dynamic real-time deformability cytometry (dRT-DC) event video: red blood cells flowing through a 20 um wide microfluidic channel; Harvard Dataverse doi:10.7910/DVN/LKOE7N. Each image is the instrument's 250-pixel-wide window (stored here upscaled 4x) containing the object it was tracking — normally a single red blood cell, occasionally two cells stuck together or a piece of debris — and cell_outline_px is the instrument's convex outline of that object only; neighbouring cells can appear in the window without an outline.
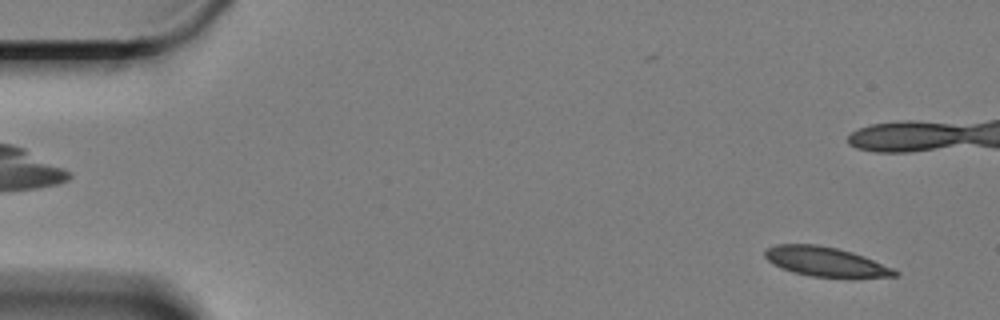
{"species": "Egyptian fruit bat (a non-hibernating species)", "species_latin": "Rousettus aegyptiacus", "temperature_condition": "cold", "stored_images_in_passage": 61, "camera_frame_rate_fps": 3000, "um_per_image_px": 0.085, "animal": {"sex": "female"}, "frame": {"image": 1, "passage_image": 4, "time_ms": 1.0, "image_size_px": [1000, 320], "cell_outline_px": [[900, 272], [896, 276], [856, 280], [812, 276], [792, 272], [780, 268], [772, 264], [764, 256], [764, 252], [768, 248], [776, 244], [816, 244], [836, 248], [852, 252], [864, 256], [892, 268]], "centroid_in_image_um": [70.23, 22.29], "position_along_channel_um": 14.8, "area_um2": 23.0}}
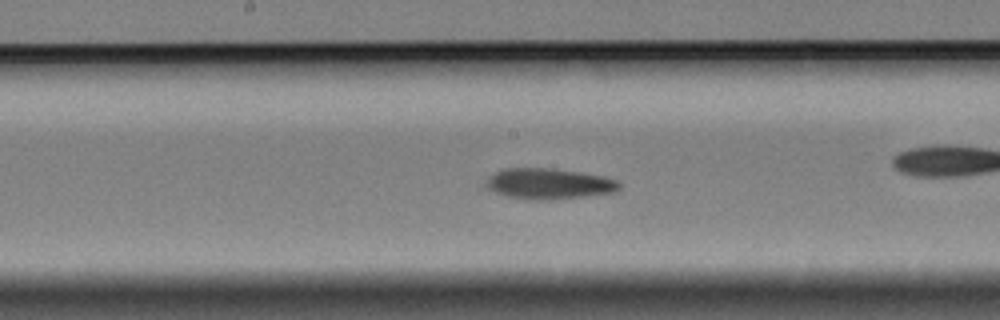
{"frame": {"image": 2, "passage_image": 31, "time_ms": 10.0, "image_size_px": [1000, 320], "cell_outline_px": [[620, 188], [616, 192], [548, 200], [528, 200], [508, 196], [496, 192], [480, 184], [488, 176], [504, 168], [552, 168], [580, 172], [604, 176], [616, 180], [620, 184]], "centroid_in_image_um": [46.6, 15.61], "position_along_channel_um": 201.6, "area_um2": 24.04}}
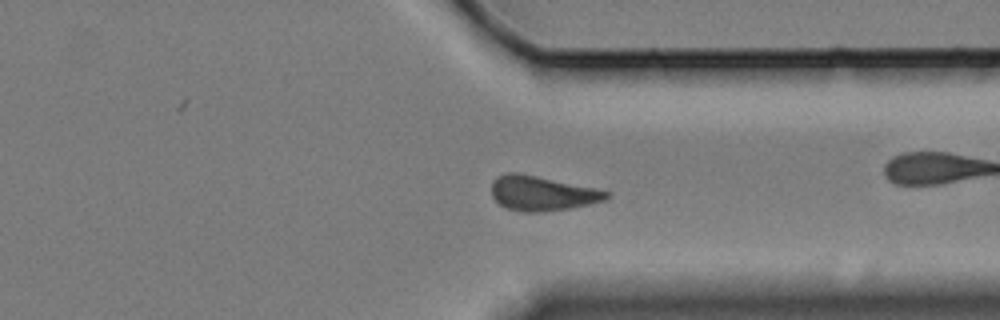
{"frame": {"image": 3, "passage_image": 46, "time_ms": 15.0, "image_size_px": [1000, 320], "cell_outline_px": [[612, 196], [608, 200], [572, 208], [540, 212], [524, 212], [508, 208], [500, 204], [492, 196], [492, 180], [496, 176], [508, 172], [520, 172], [592, 188], [608, 192]], "centroid_in_image_um": [46.07, 16.43], "position_along_channel_um": 365.3, "area_um2": 23.24}}